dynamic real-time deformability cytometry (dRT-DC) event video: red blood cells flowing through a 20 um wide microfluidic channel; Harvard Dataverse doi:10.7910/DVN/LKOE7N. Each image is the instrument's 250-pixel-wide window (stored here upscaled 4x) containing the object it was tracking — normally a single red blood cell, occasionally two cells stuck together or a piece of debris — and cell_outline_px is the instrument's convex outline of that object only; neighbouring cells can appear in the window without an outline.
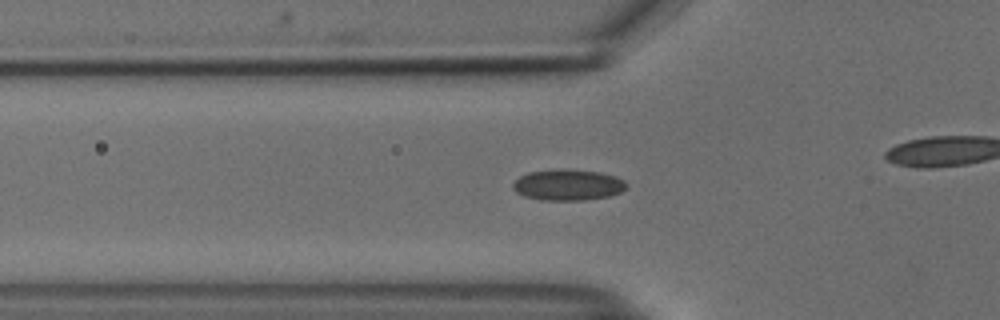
{"species": "common noctule bat (a hibernating species)", "species_latin": "Nyctalus noctula", "temperature_condition": "cold", "stored_images_in_passage": 43, "camera_frame_rate_fps": 3000, "um_per_image_px": 0.085, "animal": {"sex": "male", "body_mass_g": 18.8}, "frame": {"image": 1, "passage_image": 18, "time_ms": 5.667, "image_size_px": [1000, 320], "cell_outline_px": [[628, 188], [620, 192], [608, 196], [584, 200], [540, 200], [524, 196], [516, 192], [512, 188], [512, 184], [520, 176], [528, 172], [560, 168], [600, 172], [616, 176], [624, 180], [628, 184]], "centroid_in_image_um": [48.28, 15.71], "position_along_channel_um": 77.5, "area_um2": 20.75}}
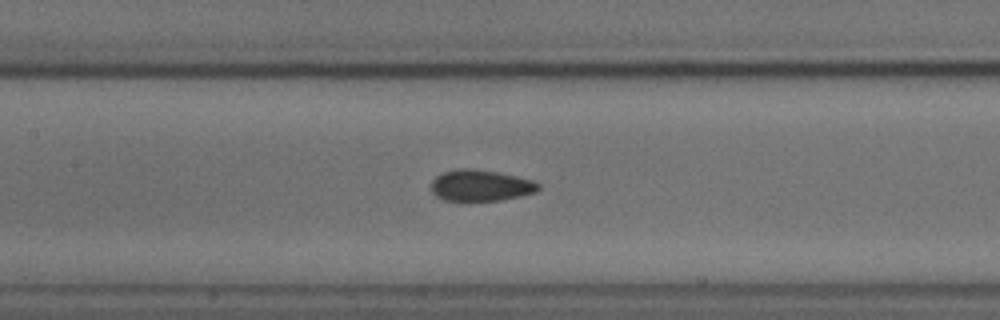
{"frame": {"image": 2, "passage_image": 25, "time_ms": 8.0, "image_size_px": [1000, 320], "cell_outline_px": [[540, 188], [536, 192], [520, 196], [500, 200], [444, 200], [436, 196], [432, 192], [432, 180], [436, 176], [444, 172], [460, 168], [472, 168], [496, 172], [536, 180], [540, 184]], "centroid_in_image_um": [40.89, 15.76], "position_along_channel_um": 166.5, "area_um2": 19.48}}
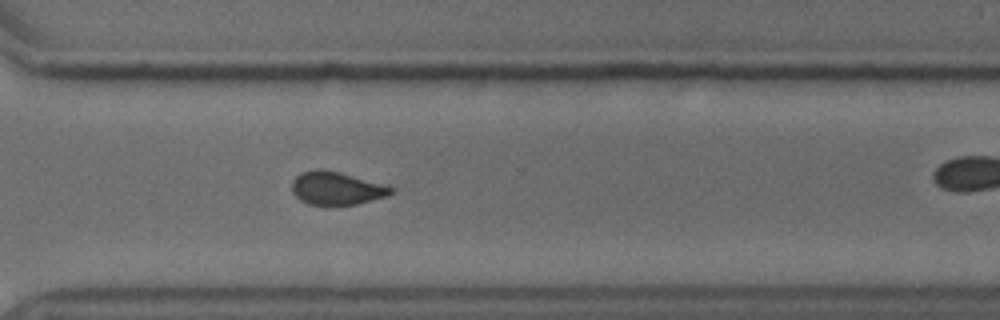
{"frame": {"image": 3, "passage_image": 39, "time_ms": 12.667, "image_size_px": [1000, 320], "cell_outline_px": [[396, 188], [388, 196], [356, 204], [308, 204], [300, 200], [292, 192], [292, 180], [300, 172], [316, 168], [320, 168], [340, 172], [388, 184]], "centroid_in_image_um": [28.63, 15.97], "position_along_channel_um": 342.0, "area_um2": 19.36}}